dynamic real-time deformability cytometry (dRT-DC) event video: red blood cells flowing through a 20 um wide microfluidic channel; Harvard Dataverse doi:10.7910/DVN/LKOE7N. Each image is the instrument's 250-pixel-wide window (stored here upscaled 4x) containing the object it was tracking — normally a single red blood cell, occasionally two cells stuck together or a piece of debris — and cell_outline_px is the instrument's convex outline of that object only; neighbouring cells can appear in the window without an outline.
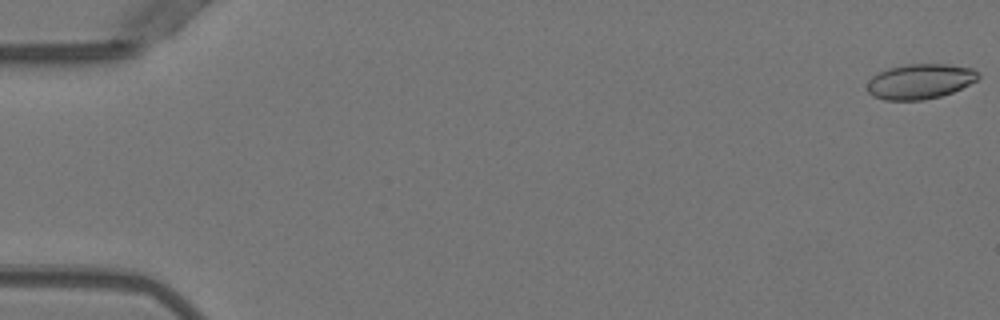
{"species": "Egyptian fruit bat (a non-hibernating species)", "species_latin": "Rousettus aegyptiacus", "temperature_condition": "warm", "stored_images_in_passage": 52, "camera_frame_rate_fps": 3000, "um_per_image_px": 0.085, "animal": {"sex": "female"}, "frame": {"image": 1, "passage_image": 1, "time_ms": 0.0, "image_size_px": [1000, 320], "cell_outline_px": [[980, 76], [976, 80], [952, 92], [940, 96], [924, 100], [884, 100], [872, 96], [868, 92], [868, 80], [872, 76], [888, 68], [904, 64], [948, 64], [972, 68]], "centroid_in_image_um": [78.17, 6.92], "position_along_channel_um": 6.8, "area_um2": 22.6}}
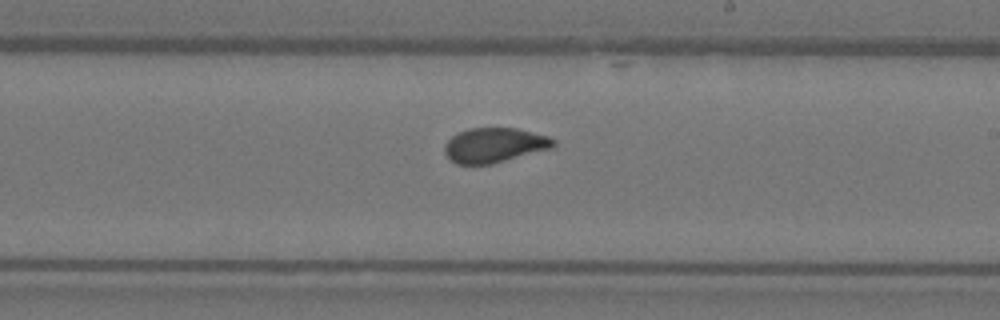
{"frame": {"image": 2, "passage_image": 31, "time_ms": 10.0, "image_size_px": [1000, 320], "cell_outline_px": [[556, 144], [552, 148], [492, 164], [456, 164], [448, 160], [444, 152], [444, 144], [452, 136], [468, 128], [516, 128], [548, 136], [556, 140]], "centroid_in_image_um": [42.0, 12.35], "position_along_channel_um": 247.0, "area_um2": 22.14}}
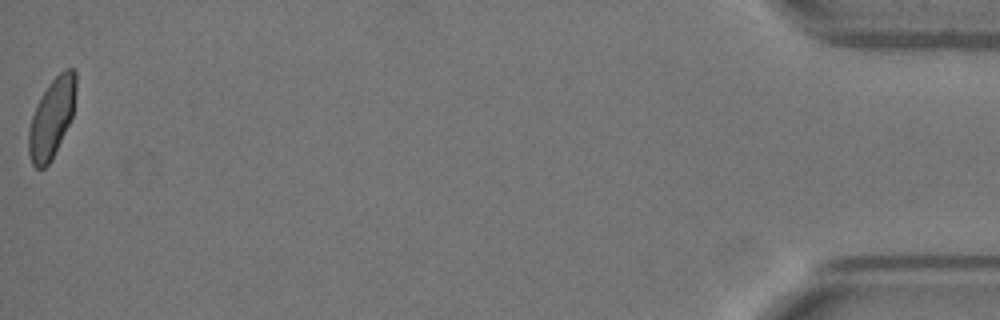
{"frame": {"image": 3, "passage_image": 52, "time_ms": 17.0, "image_size_px": [1000, 320], "cell_outline_px": [[76, 92], [72, 116], [52, 160], [44, 168], [36, 168], [32, 164], [28, 152], [28, 128], [36, 104], [40, 96], [48, 84], [64, 68], [72, 68], [76, 72]], "centroid_in_image_um": [4.38, 10.02], "position_along_channel_um": 430.8, "area_um2": 21.96}, "authors_computed_cell_mechanics": {"area_um2": 22.4553, "velocity_mm_per_s": 3.9778, "shape_relaxation_time_tau1_ms": 11.038, "shape_relaxation_time_tau2_ms": null, "deformation_change_tau1": 0.2136, "deformation_change_tau2": null}}